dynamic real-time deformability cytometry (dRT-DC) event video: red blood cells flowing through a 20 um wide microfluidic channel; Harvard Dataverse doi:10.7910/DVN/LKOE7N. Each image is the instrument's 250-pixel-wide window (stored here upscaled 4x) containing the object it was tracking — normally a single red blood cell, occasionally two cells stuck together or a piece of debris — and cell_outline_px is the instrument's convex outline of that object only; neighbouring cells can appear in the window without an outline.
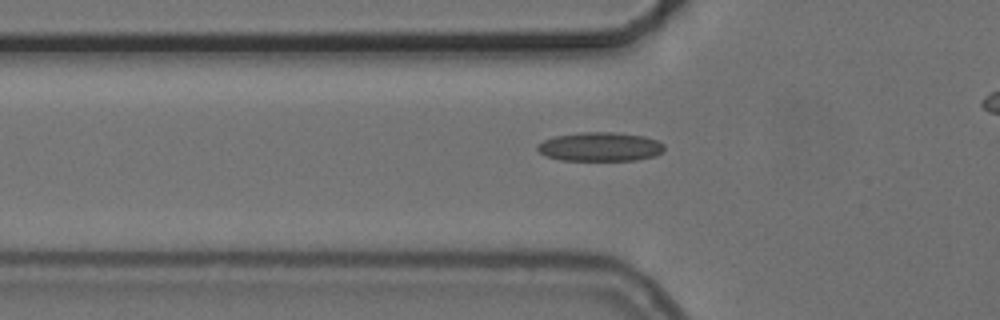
{"species": "common noctule bat (a hibernating species)", "species_latin": "Nyctalus noctula", "temperature_condition": "cold", "stored_images_in_passage": 29, "camera_frame_rate_fps": 3000, "um_per_image_px": 0.085, "animal": {"sex": "female", "body_mass_g": 24.6, "forearm_length_mm": 56.2}, "frame": {"image": 1, "passage_image": 2, "time_ms": 0.333, "image_size_px": [1000, 320], "cell_outline_px": [[664, 152], [656, 156], [636, 160], [560, 160], [548, 156], [540, 152], [536, 148], [536, 144], [552, 136], [580, 132], [616, 132], [644, 136], [656, 140], [664, 144]], "centroid_in_image_um": [51.02, 12.47], "position_along_channel_um": 74.8, "area_um2": 21.62}}
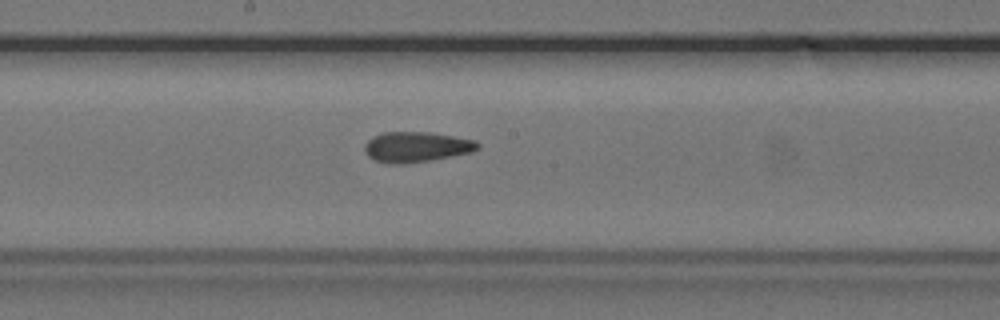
{"frame": {"image": 2, "passage_image": 13, "time_ms": 4.0, "image_size_px": [1000, 320], "cell_outline_px": [[480, 148], [472, 152], [432, 160], [404, 164], [388, 164], [376, 160], [368, 156], [364, 152], [364, 144], [372, 136], [384, 132], [428, 132], [476, 140], [480, 144]], "centroid_in_image_um": [35.38, 12.49], "position_along_channel_um": 212.8, "area_um2": 20.17}}
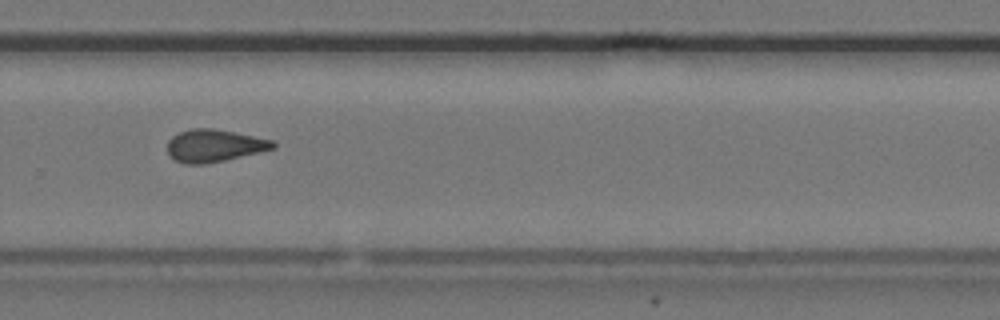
{"frame": {"image": 3, "passage_image": 21, "time_ms": 6.667, "image_size_px": [1000, 320], "cell_outline_px": [[276, 148], [260, 152], [224, 160], [204, 164], [184, 164], [168, 156], [168, 140], [172, 136], [188, 128], [212, 128], [272, 140], [276, 144]], "centroid_in_image_um": [18.18, 12.38], "position_along_channel_um": 311.6, "area_um2": 19.88}}